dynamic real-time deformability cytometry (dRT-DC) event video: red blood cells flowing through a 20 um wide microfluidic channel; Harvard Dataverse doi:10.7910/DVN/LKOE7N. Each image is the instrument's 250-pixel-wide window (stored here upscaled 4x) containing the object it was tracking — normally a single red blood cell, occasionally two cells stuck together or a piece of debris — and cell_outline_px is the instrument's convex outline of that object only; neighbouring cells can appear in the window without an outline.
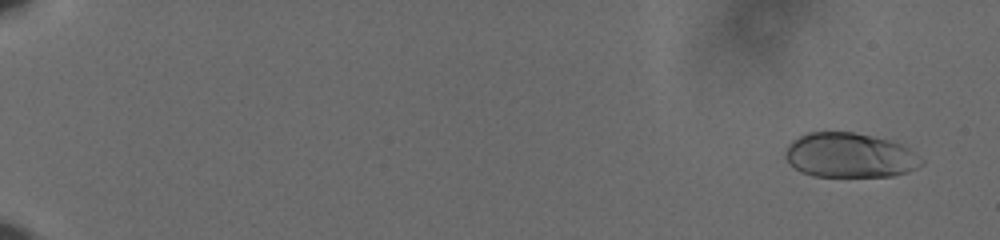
{"species": "human", "species_latin": "Homo sapiens", "temperature_condition": "cold", "stored_images_in_passage": 60, "camera_frame_rate_fps": 3000, "um_per_image_px": 0.085, "donor": {"sex": "male"}, "frame": {"image": 1, "passage_image": 4, "time_ms": 1.0, "image_size_px": [1000, 240], "cell_outline_px": [[924, 164], [908, 172], [892, 176], [812, 176], [800, 172], [788, 164], [784, 156], [784, 148], [792, 140], [808, 132], [852, 132], [892, 140], [908, 148], [924, 160]], "centroid_in_image_um": [72.19, 13.2], "position_along_channel_um": 12.8, "area_um2": 35.78}}
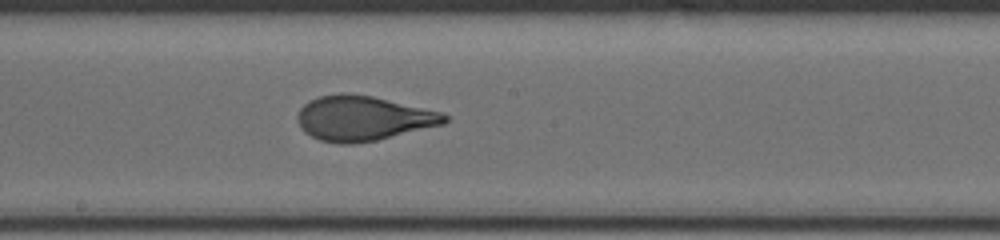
{"frame": {"image": 2, "passage_image": 37, "time_ms": 12.0, "image_size_px": [1000, 240], "cell_outline_px": [[448, 120], [444, 124], [376, 140], [352, 144], [340, 144], [320, 140], [304, 132], [300, 128], [296, 116], [300, 108], [308, 100], [320, 96], [340, 92], [348, 92], [372, 96], [440, 112], [448, 116]], "centroid_in_image_um": [30.8, 10.05], "position_along_channel_um": 217.4, "area_um2": 38.38}}
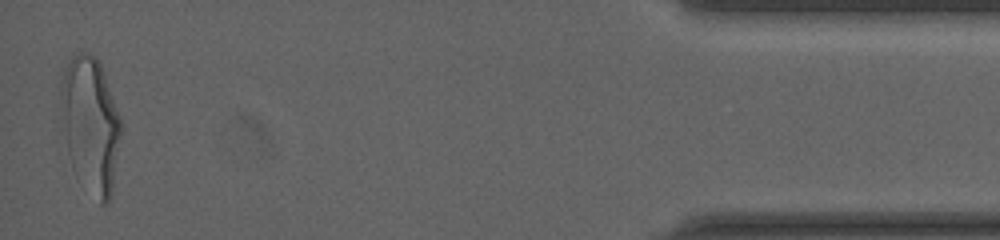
{"frame": {"image": 3, "passage_image": 60, "time_ms": 19.667, "image_size_px": [1000, 240], "cell_outline_px": [[120, 136], [112, 192], [108, 200], [104, 204], [100, 204], [68, 152], [60, 92], [60, 84], [68, 60], [76, 52], [84, 52], [92, 56], [100, 64], [120, 116]], "centroid_in_image_um": [7.72, 10.46], "position_along_channel_um": 427.5, "area_um2": 45.08}, "authors_computed_cell_mechanics": {"area_um2": 37.4833, "velocity_mm_per_s": 3.635, "shape_relaxation_time_tau1_ms": 4.4744, "shape_relaxation_time_tau2_ms": null, "deformation_change_tau1": 0.1938, "deformation_change_tau2": null}}